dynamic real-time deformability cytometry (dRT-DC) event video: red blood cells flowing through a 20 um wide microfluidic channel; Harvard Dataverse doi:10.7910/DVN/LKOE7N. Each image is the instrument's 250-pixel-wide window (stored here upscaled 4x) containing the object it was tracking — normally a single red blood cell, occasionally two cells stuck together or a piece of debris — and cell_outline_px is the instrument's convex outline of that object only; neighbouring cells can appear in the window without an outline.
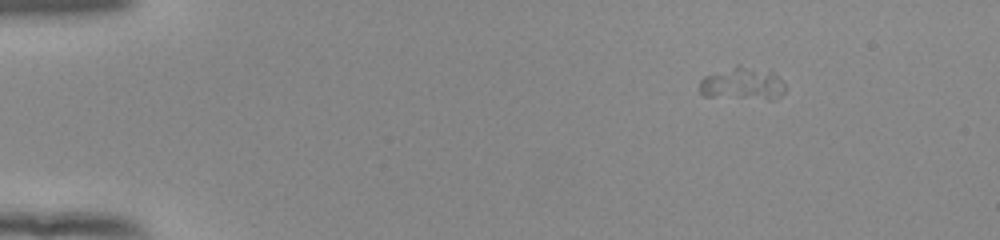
{"species": "human", "species_latin": "Homo sapiens", "temperature_condition": "room temperature", "stored_images_in_passage": 7, "camera_frame_rate_fps": 3000, "um_per_image_px": 0.085, "donor": {"sex": "female"}, "frame": {"image": 1, "passage_image": 7, "time_ms": 2.0, "image_size_px": [1000, 240], "cell_outline_px": [[784, 92], [780, 96], [772, 100], [768, 100], [704, 96], [700, 92], [700, 80], [704, 76], [736, 64], [740, 64], [772, 72], [784, 84]], "centroid_in_image_um": [63.08, 7.12], "position_along_channel_um": 21.9, "area_um2": 16.53}}